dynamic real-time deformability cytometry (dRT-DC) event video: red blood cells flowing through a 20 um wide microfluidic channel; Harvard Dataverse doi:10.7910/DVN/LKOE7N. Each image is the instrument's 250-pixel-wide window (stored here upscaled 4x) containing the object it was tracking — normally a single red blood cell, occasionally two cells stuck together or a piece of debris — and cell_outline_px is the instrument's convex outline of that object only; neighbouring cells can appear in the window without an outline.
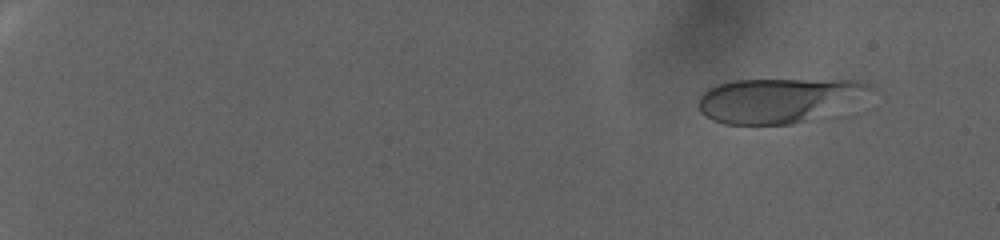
{"species": "human", "species_latin": "Homo sapiens", "temperature_condition": "warm", "stored_images_in_passage": 93, "camera_frame_rate_fps": 3000, "um_per_image_px": 0.085, "donor": {"sex": "female"}, "frame": {"image": 1, "passage_image": 10, "time_ms": 3.0, "image_size_px": [1000, 240], "cell_outline_px": [[876, 88], [808, 120], [792, 124], [724, 124], [712, 120], [700, 112], [696, 104], [700, 96], [708, 88], [716, 84], [736, 80], [860, 80], [872, 84]], "centroid_in_image_um": [66.01, 8.5], "position_along_channel_um": 19.0, "area_um2": 43.58}}
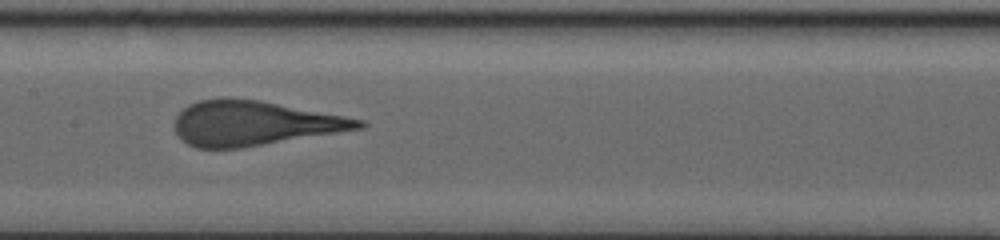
{"frame": {"image": 2, "passage_image": 55, "time_ms": 18.0, "image_size_px": [1000, 240], "cell_outline_px": [[368, 124], [364, 128], [240, 148], [196, 148], [188, 144], [176, 132], [176, 116], [188, 104], [200, 100], [220, 96], [228, 96], [260, 100], [364, 120]], "centroid_in_image_um": [21.58, 10.45], "position_along_channel_um": 185.8, "area_um2": 47.8}}
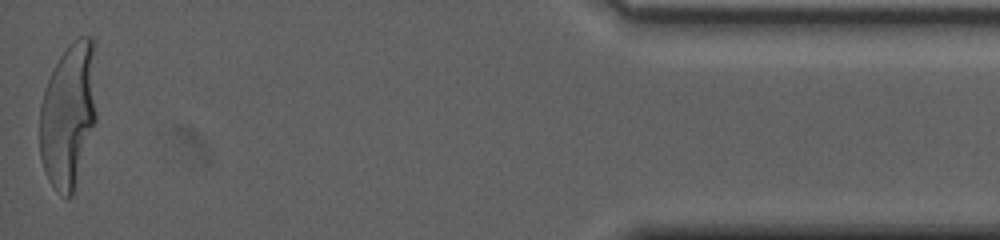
{"frame": {"image": 3, "passage_image": 93, "time_ms": 30.667, "image_size_px": [1000, 240], "cell_outline_px": [[96, 120], [72, 196], [60, 196], [56, 192], [48, 180], [40, 156], [40, 104], [48, 80], [60, 56], [68, 44], [80, 36], [92, 36], [96, 44]], "centroid_in_image_um": [5.84, 9.73], "position_along_channel_um": 429.4, "area_um2": 48.61}}